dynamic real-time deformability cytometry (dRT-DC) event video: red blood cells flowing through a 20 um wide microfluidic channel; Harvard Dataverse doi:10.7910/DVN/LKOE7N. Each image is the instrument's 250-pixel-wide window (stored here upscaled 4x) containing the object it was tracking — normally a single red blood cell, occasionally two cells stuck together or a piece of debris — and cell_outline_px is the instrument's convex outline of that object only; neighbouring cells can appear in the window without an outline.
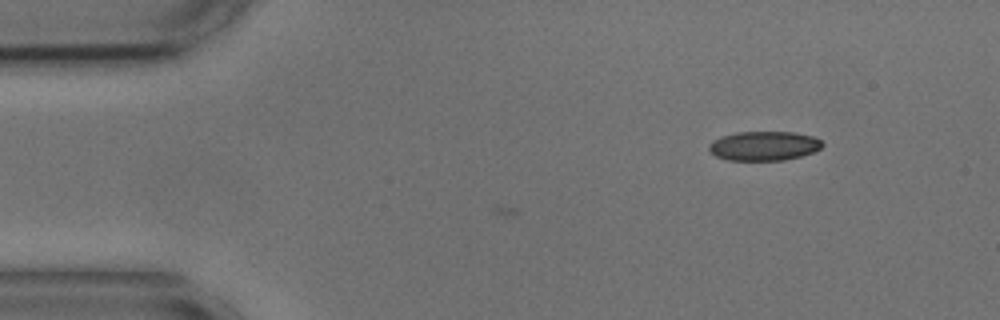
{"species": "common noctule bat (a hibernating species)", "species_latin": "Nyctalus noctula", "temperature_condition": "cold", "stored_images_in_passage": 16, "camera_frame_rate_fps": 3000, "um_per_image_px": 0.085, "animal": {"sex": "male", "body_mass_g": 17.9, "forearm_length_mm": 54.2}, "frame": {"image": 1, "passage_image": 16, "time_ms": 5.0, "image_size_px": [1000, 320], "cell_outline_px": [[824, 144], [820, 148], [812, 152], [800, 156], [784, 160], [728, 160], [716, 156], [708, 148], [708, 144], [712, 140], [720, 136], [736, 132], [792, 132], [812, 136], [820, 140]], "centroid_in_image_um": [64.9, 12.39], "position_along_channel_um": 20.1, "area_um2": 19.31}}